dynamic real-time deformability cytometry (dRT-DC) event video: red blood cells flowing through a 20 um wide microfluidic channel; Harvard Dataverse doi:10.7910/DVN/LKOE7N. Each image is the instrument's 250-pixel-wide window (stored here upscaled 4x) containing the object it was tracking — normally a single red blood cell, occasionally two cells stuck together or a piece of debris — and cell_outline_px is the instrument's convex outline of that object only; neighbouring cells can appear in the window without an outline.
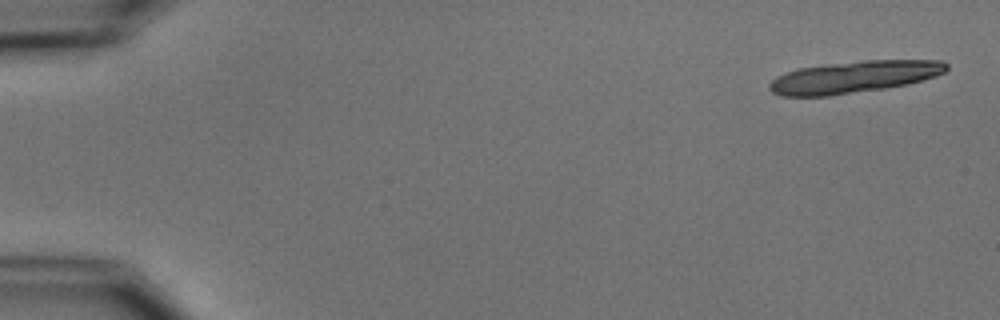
{"species": "common noctule bat (a hibernating species)", "species_latin": "Nyctalus noctula", "temperature_condition": "cold", "stored_images_in_passage": 5, "segment_of_instrument_passage": [1, 2], "camera_frame_rate_fps": 3000, "um_per_image_px": 0.085, "animal": {"sex": "male", "body_mass_g": 15.6}, "frame": {"image": 1, "passage_image": 1, "time_ms": 0.0, "image_size_px": [1000, 320], "cell_outline_px": [[948, 68], [944, 72], [936, 76], [924, 80], [908, 84], [884, 88], [828, 96], [780, 96], [772, 92], [768, 88], [768, 84], [776, 76], [800, 68], [828, 64], [864, 60], [944, 60], [948, 64]], "centroid_in_image_um": [72.61, 6.54], "position_along_channel_um": 12.4, "area_um2": 32.95}}